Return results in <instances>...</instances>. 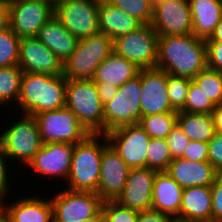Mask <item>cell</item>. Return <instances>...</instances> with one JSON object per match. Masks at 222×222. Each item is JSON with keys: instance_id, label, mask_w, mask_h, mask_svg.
Here are the masks:
<instances>
[{"instance_id": "836d02e7", "label": "cell", "mask_w": 222, "mask_h": 222, "mask_svg": "<svg viewBox=\"0 0 222 222\" xmlns=\"http://www.w3.org/2000/svg\"><path fill=\"white\" fill-rule=\"evenodd\" d=\"M215 107L216 106L192 79L189 84L185 106L180 111L211 114Z\"/></svg>"}, {"instance_id": "e0dca14e", "label": "cell", "mask_w": 222, "mask_h": 222, "mask_svg": "<svg viewBox=\"0 0 222 222\" xmlns=\"http://www.w3.org/2000/svg\"><path fill=\"white\" fill-rule=\"evenodd\" d=\"M74 147V144L61 142L43 144L27 166L44 177H54V180L62 177L66 181Z\"/></svg>"}, {"instance_id": "484cf974", "label": "cell", "mask_w": 222, "mask_h": 222, "mask_svg": "<svg viewBox=\"0 0 222 222\" xmlns=\"http://www.w3.org/2000/svg\"><path fill=\"white\" fill-rule=\"evenodd\" d=\"M192 16V34L208 39L222 18L220 0H188Z\"/></svg>"}, {"instance_id": "60d3db41", "label": "cell", "mask_w": 222, "mask_h": 222, "mask_svg": "<svg viewBox=\"0 0 222 222\" xmlns=\"http://www.w3.org/2000/svg\"><path fill=\"white\" fill-rule=\"evenodd\" d=\"M208 143L190 140L181 158L195 162L208 161Z\"/></svg>"}, {"instance_id": "7bdbcfd3", "label": "cell", "mask_w": 222, "mask_h": 222, "mask_svg": "<svg viewBox=\"0 0 222 222\" xmlns=\"http://www.w3.org/2000/svg\"><path fill=\"white\" fill-rule=\"evenodd\" d=\"M8 162L9 158L4 153L3 149L0 146V200L7 198L8 194L10 192V184H9V177L8 174L10 170H8Z\"/></svg>"}, {"instance_id": "b9f144b4", "label": "cell", "mask_w": 222, "mask_h": 222, "mask_svg": "<svg viewBox=\"0 0 222 222\" xmlns=\"http://www.w3.org/2000/svg\"><path fill=\"white\" fill-rule=\"evenodd\" d=\"M207 68L222 72V41H205Z\"/></svg>"}, {"instance_id": "603a6c76", "label": "cell", "mask_w": 222, "mask_h": 222, "mask_svg": "<svg viewBox=\"0 0 222 222\" xmlns=\"http://www.w3.org/2000/svg\"><path fill=\"white\" fill-rule=\"evenodd\" d=\"M211 186L183 189L180 214L175 219L195 222H211Z\"/></svg>"}, {"instance_id": "8fae6325", "label": "cell", "mask_w": 222, "mask_h": 222, "mask_svg": "<svg viewBox=\"0 0 222 222\" xmlns=\"http://www.w3.org/2000/svg\"><path fill=\"white\" fill-rule=\"evenodd\" d=\"M54 14L55 7L47 0H9V26L19 38L37 37Z\"/></svg>"}, {"instance_id": "ee69618b", "label": "cell", "mask_w": 222, "mask_h": 222, "mask_svg": "<svg viewBox=\"0 0 222 222\" xmlns=\"http://www.w3.org/2000/svg\"><path fill=\"white\" fill-rule=\"evenodd\" d=\"M173 219L166 213L146 210L139 212L136 222H172Z\"/></svg>"}, {"instance_id": "3957f363", "label": "cell", "mask_w": 222, "mask_h": 222, "mask_svg": "<svg viewBox=\"0 0 222 222\" xmlns=\"http://www.w3.org/2000/svg\"><path fill=\"white\" fill-rule=\"evenodd\" d=\"M108 144L105 134H90L82 142L75 144L66 181L68 186L65 189L97 192L102 151Z\"/></svg>"}, {"instance_id": "8992f818", "label": "cell", "mask_w": 222, "mask_h": 222, "mask_svg": "<svg viewBox=\"0 0 222 222\" xmlns=\"http://www.w3.org/2000/svg\"><path fill=\"white\" fill-rule=\"evenodd\" d=\"M21 116V119L15 120L2 132L0 146L9 160H20L18 164L22 162L27 166L43 142L36 118L27 114Z\"/></svg>"}, {"instance_id": "6da1fadb", "label": "cell", "mask_w": 222, "mask_h": 222, "mask_svg": "<svg viewBox=\"0 0 222 222\" xmlns=\"http://www.w3.org/2000/svg\"><path fill=\"white\" fill-rule=\"evenodd\" d=\"M156 68L193 79L207 68L205 39L194 34L158 36Z\"/></svg>"}, {"instance_id": "4316f807", "label": "cell", "mask_w": 222, "mask_h": 222, "mask_svg": "<svg viewBox=\"0 0 222 222\" xmlns=\"http://www.w3.org/2000/svg\"><path fill=\"white\" fill-rule=\"evenodd\" d=\"M135 64L126 58L117 55L114 51L96 68L92 80L95 83H106L120 87L129 79L139 74Z\"/></svg>"}, {"instance_id": "d6a6232c", "label": "cell", "mask_w": 222, "mask_h": 222, "mask_svg": "<svg viewBox=\"0 0 222 222\" xmlns=\"http://www.w3.org/2000/svg\"><path fill=\"white\" fill-rule=\"evenodd\" d=\"M20 38L10 26L0 31V68L18 65Z\"/></svg>"}, {"instance_id": "4fadbf2b", "label": "cell", "mask_w": 222, "mask_h": 222, "mask_svg": "<svg viewBox=\"0 0 222 222\" xmlns=\"http://www.w3.org/2000/svg\"><path fill=\"white\" fill-rule=\"evenodd\" d=\"M108 143L130 169L146 167L150 137L138 125H125L107 132Z\"/></svg>"}, {"instance_id": "7c38bea8", "label": "cell", "mask_w": 222, "mask_h": 222, "mask_svg": "<svg viewBox=\"0 0 222 222\" xmlns=\"http://www.w3.org/2000/svg\"><path fill=\"white\" fill-rule=\"evenodd\" d=\"M57 193V194H56ZM50 198L53 222H83L102 207V199L95 192L64 189Z\"/></svg>"}, {"instance_id": "f546056e", "label": "cell", "mask_w": 222, "mask_h": 222, "mask_svg": "<svg viewBox=\"0 0 222 222\" xmlns=\"http://www.w3.org/2000/svg\"><path fill=\"white\" fill-rule=\"evenodd\" d=\"M177 124V113H161L142 116L138 125L150 138L166 139Z\"/></svg>"}, {"instance_id": "cb8c5ba5", "label": "cell", "mask_w": 222, "mask_h": 222, "mask_svg": "<svg viewBox=\"0 0 222 222\" xmlns=\"http://www.w3.org/2000/svg\"><path fill=\"white\" fill-rule=\"evenodd\" d=\"M100 32L113 40L137 30L143 24L109 1H99L98 6Z\"/></svg>"}, {"instance_id": "11a10c76", "label": "cell", "mask_w": 222, "mask_h": 222, "mask_svg": "<svg viewBox=\"0 0 222 222\" xmlns=\"http://www.w3.org/2000/svg\"><path fill=\"white\" fill-rule=\"evenodd\" d=\"M172 222H195V221H184V220H180V219H173Z\"/></svg>"}, {"instance_id": "7a4b0ae2", "label": "cell", "mask_w": 222, "mask_h": 222, "mask_svg": "<svg viewBox=\"0 0 222 222\" xmlns=\"http://www.w3.org/2000/svg\"><path fill=\"white\" fill-rule=\"evenodd\" d=\"M66 85L63 75L24 73L16 106L22 114L32 116L62 108L66 104Z\"/></svg>"}, {"instance_id": "2e32d148", "label": "cell", "mask_w": 222, "mask_h": 222, "mask_svg": "<svg viewBox=\"0 0 222 222\" xmlns=\"http://www.w3.org/2000/svg\"><path fill=\"white\" fill-rule=\"evenodd\" d=\"M130 170L110 144L103 149L96 192L103 202L117 200L123 192Z\"/></svg>"}, {"instance_id": "ab89813d", "label": "cell", "mask_w": 222, "mask_h": 222, "mask_svg": "<svg viewBox=\"0 0 222 222\" xmlns=\"http://www.w3.org/2000/svg\"><path fill=\"white\" fill-rule=\"evenodd\" d=\"M208 161L217 170L222 173V133L216 132L208 142Z\"/></svg>"}, {"instance_id": "c3c4849f", "label": "cell", "mask_w": 222, "mask_h": 222, "mask_svg": "<svg viewBox=\"0 0 222 222\" xmlns=\"http://www.w3.org/2000/svg\"><path fill=\"white\" fill-rule=\"evenodd\" d=\"M205 41H222V18L216 28L214 29L211 36Z\"/></svg>"}, {"instance_id": "f5cc1de1", "label": "cell", "mask_w": 222, "mask_h": 222, "mask_svg": "<svg viewBox=\"0 0 222 222\" xmlns=\"http://www.w3.org/2000/svg\"><path fill=\"white\" fill-rule=\"evenodd\" d=\"M47 1L50 2L55 7L57 4L66 0H47Z\"/></svg>"}, {"instance_id": "e575fe53", "label": "cell", "mask_w": 222, "mask_h": 222, "mask_svg": "<svg viewBox=\"0 0 222 222\" xmlns=\"http://www.w3.org/2000/svg\"><path fill=\"white\" fill-rule=\"evenodd\" d=\"M109 2L142 24H150L152 21L153 8L149 0H109Z\"/></svg>"}, {"instance_id": "ffe728a7", "label": "cell", "mask_w": 222, "mask_h": 222, "mask_svg": "<svg viewBox=\"0 0 222 222\" xmlns=\"http://www.w3.org/2000/svg\"><path fill=\"white\" fill-rule=\"evenodd\" d=\"M166 173L183 189L212 186L218 174L209 161L195 162L183 158L173 159Z\"/></svg>"}, {"instance_id": "681fc988", "label": "cell", "mask_w": 222, "mask_h": 222, "mask_svg": "<svg viewBox=\"0 0 222 222\" xmlns=\"http://www.w3.org/2000/svg\"><path fill=\"white\" fill-rule=\"evenodd\" d=\"M83 222H106V217L103 209L101 208L97 213H95L93 216L89 217Z\"/></svg>"}, {"instance_id": "ba28073f", "label": "cell", "mask_w": 222, "mask_h": 222, "mask_svg": "<svg viewBox=\"0 0 222 222\" xmlns=\"http://www.w3.org/2000/svg\"><path fill=\"white\" fill-rule=\"evenodd\" d=\"M43 144L82 142L90 133L81 124L77 116L66 106L34 115Z\"/></svg>"}, {"instance_id": "9a60e30c", "label": "cell", "mask_w": 222, "mask_h": 222, "mask_svg": "<svg viewBox=\"0 0 222 222\" xmlns=\"http://www.w3.org/2000/svg\"><path fill=\"white\" fill-rule=\"evenodd\" d=\"M151 26L158 36L192 34L188 0H166L153 8Z\"/></svg>"}, {"instance_id": "7402d4cb", "label": "cell", "mask_w": 222, "mask_h": 222, "mask_svg": "<svg viewBox=\"0 0 222 222\" xmlns=\"http://www.w3.org/2000/svg\"><path fill=\"white\" fill-rule=\"evenodd\" d=\"M183 188L166 172H157L152 191V210L175 219L180 214Z\"/></svg>"}, {"instance_id": "9c48e42d", "label": "cell", "mask_w": 222, "mask_h": 222, "mask_svg": "<svg viewBox=\"0 0 222 222\" xmlns=\"http://www.w3.org/2000/svg\"><path fill=\"white\" fill-rule=\"evenodd\" d=\"M113 51L139 69L156 68L158 34L151 24H143L137 30L113 40Z\"/></svg>"}, {"instance_id": "ac0fdd59", "label": "cell", "mask_w": 222, "mask_h": 222, "mask_svg": "<svg viewBox=\"0 0 222 222\" xmlns=\"http://www.w3.org/2000/svg\"><path fill=\"white\" fill-rule=\"evenodd\" d=\"M18 66L24 73L63 74L61 60L36 37L20 38Z\"/></svg>"}, {"instance_id": "44dd1931", "label": "cell", "mask_w": 222, "mask_h": 222, "mask_svg": "<svg viewBox=\"0 0 222 222\" xmlns=\"http://www.w3.org/2000/svg\"><path fill=\"white\" fill-rule=\"evenodd\" d=\"M0 201L6 207L9 222H53V208L49 198L33 195L9 204L6 198Z\"/></svg>"}, {"instance_id": "277c9868", "label": "cell", "mask_w": 222, "mask_h": 222, "mask_svg": "<svg viewBox=\"0 0 222 222\" xmlns=\"http://www.w3.org/2000/svg\"><path fill=\"white\" fill-rule=\"evenodd\" d=\"M65 106L90 134H104V104L92 79H67Z\"/></svg>"}, {"instance_id": "5bb4252c", "label": "cell", "mask_w": 222, "mask_h": 222, "mask_svg": "<svg viewBox=\"0 0 222 222\" xmlns=\"http://www.w3.org/2000/svg\"><path fill=\"white\" fill-rule=\"evenodd\" d=\"M168 73L158 68L141 69V117L151 114L178 113L170 104Z\"/></svg>"}, {"instance_id": "d4e9b609", "label": "cell", "mask_w": 222, "mask_h": 222, "mask_svg": "<svg viewBox=\"0 0 222 222\" xmlns=\"http://www.w3.org/2000/svg\"><path fill=\"white\" fill-rule=\"evenodd\" d=\"M64 63L75 50L78 39L53 16L38 31L37 37Z\"/></svg>"}, {"instance_id": "30bf717a", "label": "cell", "mask_w": 222, "mask_h": 222, "mask_svg": "<svg viewBox=\"0 0 222 222\" xmlns=\"http://www.w3.org/2000/svg\"><path fill=\"white\" fill-rule=\"evenodd\" d=\"M98 0H66L55 6L54 16L78 40L100 32Z\"/></svg>"}, {"instance_id": "1f68e13d", "label": "cell", "mask_w": 222, "mask_h": 222, "mask_svg": "<svg viewBox=\"0 0 222 222\" xmlns=\"http://www.w3.org/2000/svg\"><path fill=\"white\" fill-rule=\"evenodd\" d=\"M211 102L222 104V72L206 68L193 78Z\"/></svg>"}, {"instance_id": "816d5d0a", "label": "cell", "mask_w": 222, "mask_h": 222, "mask_svg": "<svg viewBox=\"0 0 222 222\" xmlns=\"http://www.w3.org/2000/svg\"><path fill=\"white\" fill-rule=\"evenodd\" d=\"M164 1H166V0H149V3L152 8H155L156 6H158L159 4H161Z\"/></svg>"}, {"instance_id": "d6986e66", "label": "cell", "mask_w": 222, "mask_h": 222, "mask_svg": "<svg viewBox=\"0 0 222 222\" xmlns=\"http://www.w3.org/2000/svg\"><path fill=\"white\" fill-rule=\"evenodd\" d=\"M156 171L148 167L134 168L129 172L123 192L117 202L138 212L152 209V191Z\"/></svg>"}, {"instance_id": "5b68a950", "label": "cell", "mask_w": 222, "mask_h": 222, "mask_svg": "<svg viewBox=\"0 0 222 222\" xmlns=\"http://www.w3.org/2000/svg\"><path fill=\"white\" fill-rule=\"evenodd\" d=\"M113 39L97 33L78 41L75 50L63 63V76L73 80H91L96 68L113 52Z\"/></svg>"}, {"instance_id": "f6af8a7d", "label": "cell", "mask_w": 222, "mask_h": 222, "mask_svg": "<svg viewBox=\"0 0 222 222\" xmlns=\"http://www.w3.org/2000/svg\"><path fill=\"white\" fill-rule=\"evenodd\" d=\"M98 96L103 104L115 98L118 87L114 85H106V83H96Z\"/></svg>"}, {"instance_id": "db71d44e", "label": "cell", "mask_w": 222, "mask_h": 222, "mask_svg": "<svg viewBox=\"0 0 222 222\" xmlns=\"http://www.w3.org/2000/svg\"><path fill=\"white\" fill-rule=\"evenodd\" d=\"M0 5H9V0H0Z\"/></svg>"}, {"instance_id": "4dcf8cb0", "label": "cell", "mask_w": 222, "mask_h": 222, "mask_svg": "<svg viewBox=\"0 0 222 222\" xmlns=\"http://www.w3.org/2000/svg\"><path fill=\"white\" fill-rule=\"evenodd\" d=\"M148 146L146 167L156 172H166L173 160L166 139L151 138Z\"/></svg>"}, {"instance_id": "52a82bcc", "label": "cell", "mask_w": 222, "mask_h": 222, "mask_svg": "<svg viewBox=\"0 0 222 222\" xmlns=\"http://www.w3.org/2000/svg\"><path fill=\"white\" fill-rule=\"evenodd\" d=\"M141 70L138 75L118 87L114 99L104 104V134L141 119Z\"/></svg>"}, {"instance_id": "83f0119b", "label": "cell", "mask_w": 222, "mask_h": 222, "mask_svg": "<svg viewBox=\"0 0 222 222\" xmlns=\"http://www.w3.org/2000/svg\"><path fill=\"white\" fill-rule=\"evenodd\" d=\"M177 124L192 141L208 143L216 133L211 114L178 111Z\"/></svg>"}, {"instance_id": "f907efd6", "label": "cell", "mask_w": 222, "mask_h": 222, "mask_svg": "<svg viewBox=\"0 0 222 222\" xmlns=\"http://www.w3.org/2000/svg\"><path fill=\"white\" fill-rule=\"evenodd\" d=\"M0 222H9V217L6 207L1 201H0Z\"/></svg>"}, {"instance_id": "7dc6e473", "label": "cell", "mask_w": 222, "mask_h": 222, "mask_svg": "<svg viewBox=\"0 0 222 222\" xmlns=\"http://www.w3.org/2000/svg\"><path fill=\"white\" fill-rule=\"evenodd\" d=\"M9 26V5H0V31Z\"/></svg>"}, {"instance_id": "bcb514c9", "label": "cell", "mask_w": 222, "mask_h": 222, "mask_svg": "<svg viewBox=\"0 0 222 222\" xmlns=\"http://www.w3.org/2000/svg\"><path fill=\"white\" fill-rule=\"evenodd\" d=\"M211 115L216 132L222 133V104L217 105Z\"/></svg>"}, {"instance_id": "8d00e7d4", "label": "cell", "mask_w": 222, "mask_h": 222, "mask_svg": "<svg viewBox=\"0 0 222 222\" xmlns=\"http://www.w3.org/2000/svg\"><path fill=\"white\" fill-rule=\"evenodd\" d=\"M106 222H136L139 212L120 205L117 201H104L101 207Z\"/></svg>"}, {"instance_id": "f1b7e54d", "label": "cell", "mask_w": 222, "mask_h": 222, "mask_svg": "<svg viewBox=\"0 0 222 222\" xmlns=\"http://www.w3.org/2000/svg\"><path fill=\"white\" fill-rule=\"evenodd\" d=\"M23 74L18 65L0 68V107L17 104Z\"/></svg>"}, {"instance_id": "f35d334b", "label": "cell", "mask_w": 222, "mask_h": 222, "mask_svg": "<svg viewBox=\"0 0 222 222\" xmlns=\"http://www.w3.org/2000/svg\"><path fill=\"white\" fill-rule=\"evenodd\" d=\"M211 222H222V173H218L211 186Z\"/></svg>"}, {"instance_id": "d590c367", "label": "cell", "mask_w": 222, "mask_h": 222, "mask_svg": "<svg viewBox=\"0 0 222 222\" xmlns=\"http://www.w3.org/2000/svg\"><path fill=\"white\" fill-rule=\"evenodd\" d=\"M192 79L168 74L167 86L171 106L180 111L185 106L189 84Z\"/></svg>"}, {"instance_id": "74e56055", "label": "cell", "mask_w": 222, "mask_h": 222, "mask_svg": "<svg viewBox=\"0 0 222 222\" xmlns=\"http://www.w3.org/2000/svg\"><path fill=\"white\" fill-rule=\"evenodd\" d=\"M172 159L181 158L190 141L176 124L166 137Z\"/></svg>"}]
</instances>
